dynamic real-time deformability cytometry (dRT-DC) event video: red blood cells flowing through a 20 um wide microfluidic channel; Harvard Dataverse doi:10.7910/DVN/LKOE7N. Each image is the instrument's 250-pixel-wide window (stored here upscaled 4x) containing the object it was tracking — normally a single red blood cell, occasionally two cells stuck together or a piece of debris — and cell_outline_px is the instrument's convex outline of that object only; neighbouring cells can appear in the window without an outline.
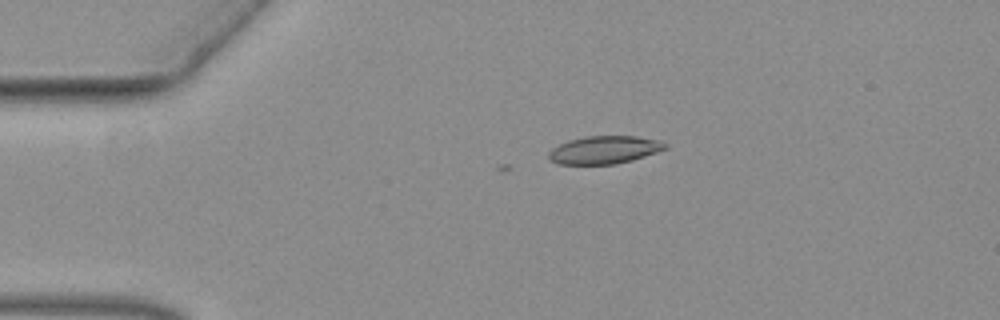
{"species": "common noctule bat (a hibernating species)", "species_latin": "Nyctalus noctula", "temperature_condition": "warm", "stored_images_in_passage": 5, "camera_frame_rate_fps": 3000, "um_per_image_px": 0.085, "animal": {"sex": "female", "body_mass_g": 19.3, "forearm_length_mm": 54.1}, "frame": {"image": 1, "passage_image": 1, "time_ms": 0.0, "image_size_px": [1000, 320], "cell_outline_px": [[668, 148], [632, 160], [616, 164], [556, 164], [548, 160], [548, 152], [552, 148], [568, 140], [584, 136], [636, 136], [656, 140], [668, 144]], "centroid_in_image_um": [51.32, 12.74], "position_along_channel_um": 33.7, "area_um2": 18.96}}